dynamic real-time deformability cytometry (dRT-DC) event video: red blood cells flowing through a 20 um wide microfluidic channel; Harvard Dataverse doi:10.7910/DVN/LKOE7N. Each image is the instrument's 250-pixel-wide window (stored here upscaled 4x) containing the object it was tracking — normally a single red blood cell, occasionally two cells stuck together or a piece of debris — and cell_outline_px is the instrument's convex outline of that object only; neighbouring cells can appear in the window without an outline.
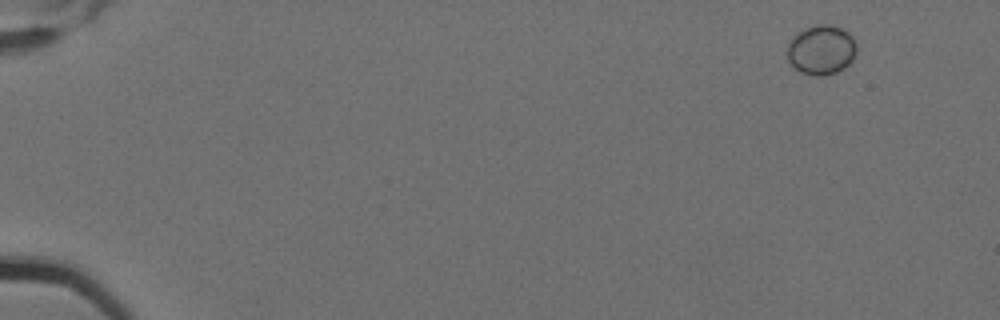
{"species": "Egyptian fruit bat (a non-hibernating species)", "species_latin": "Rousettus aegyptiacus", "temperature_condition": "cold", "stored_images_in_passage": 10, "camera_frame_rate_fps": 3000, "um_per_image_px": 0.085, "animal": {"sex": "female"}, "frame": {"image": 1, "passage_image": 1, "time_ms": 0.0, "image_size_px": [1000, 320], "cell_outline_px": [[856, 52], [852, 60], [844, 68], [836, 72], [824, 76], [812, 76], [800, 72], [792, 68], [788, 60], [788, 44], [792, 36], [796, 32], [804, 28], [816, 24], [828, 24], [840, 28], [848, 32], [852, 36], [856, 44]], "centroid_in_image_um": [69.78, 4.25], "position_along_channel_um": 15.2, "area_um2": 20.35}}
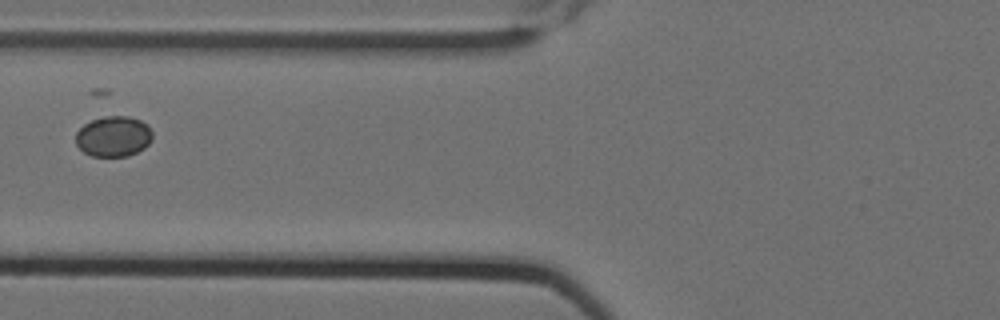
{"frame": {"image": 2, "passage_image": 7, "time_ms": 2.0, "image_size_px": [1000, 320], "cell_outline_px": [[152, 140], [144, 148], [128, 156], [92, 156], [84, 152], [76, 144], [76, 132], [84, 124], [92, 120], [104, 116], [128, 116], [140, 120], [148, 124], [152, 132]], "centroid_in_image_um": [9.66, 11.59], "position_along_channel_um": 116.1, "area_um2": 18.15}}
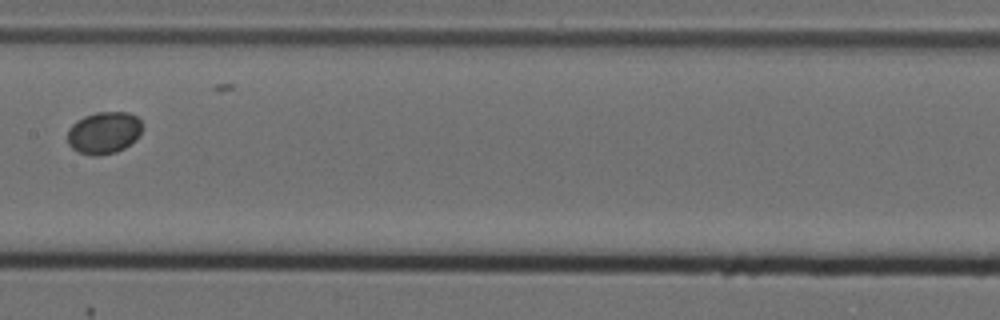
{"frame": {"image": 3, "passage_image": 9, "time_ms": 2.667, "image_size_px": [1000, 320], "cell_outline_px": [[144, 128], [136, 140], [124, 148], [116, 152], [100, 156], [92, 156], [80, 152], [72, 148], [68, 144], [68, 128], [76, 120], [84, 116], [96, 112], [128, 112], [136, 116], [144, 124]], "centroid_in_image_um": [8.86, 11.28], "position_along_channel_um": 198.5, "area_um2": 18.67}}